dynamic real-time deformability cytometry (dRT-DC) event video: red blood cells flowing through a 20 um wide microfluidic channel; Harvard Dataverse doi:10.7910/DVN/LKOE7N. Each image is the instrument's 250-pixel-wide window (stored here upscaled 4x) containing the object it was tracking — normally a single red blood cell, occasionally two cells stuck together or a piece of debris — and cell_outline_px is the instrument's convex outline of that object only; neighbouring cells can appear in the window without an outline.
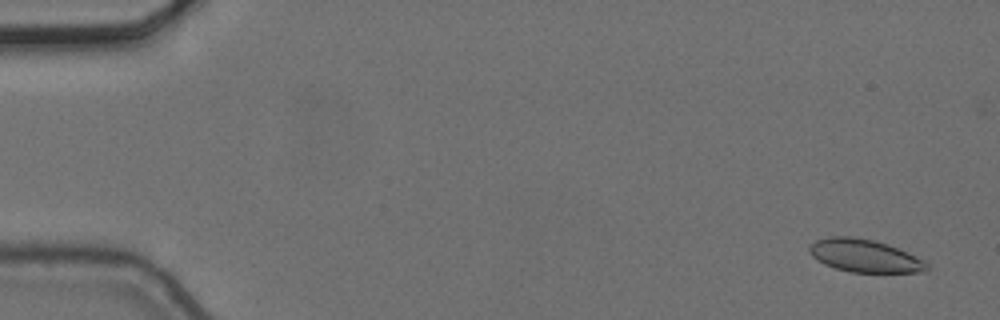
{"species": "common noctule bat (a hibernating species)", "species_latin": "Nyctalus noctula", "temperature_condition": "cold", "stored_images_in_passage": 5, "camera_frame_rate_fps": 3000, "um_per_image_px": 0.085, "animal": {"sex": "female", "body_mass_g": 24.6, "forearm_length_mm": 56.2}, "frame": {"image": 1, "passage_image": 1, "time_ms": 0.0, "image_size_px": [1000, 320], "cell_outline_px": [[928, 268], [924, 272], [852, 272], [836, 268], [824, 264], [812, 256], [808, 252], [808, 248], [816, 240], [832, 236], [852, 236], [872, 240], [888, 244], [924, 260], [928, 264]], "centroid_in_image_um": [73.48, 21.74], "position_along_channel_um": 11.5, "area_um2": 22.25}}
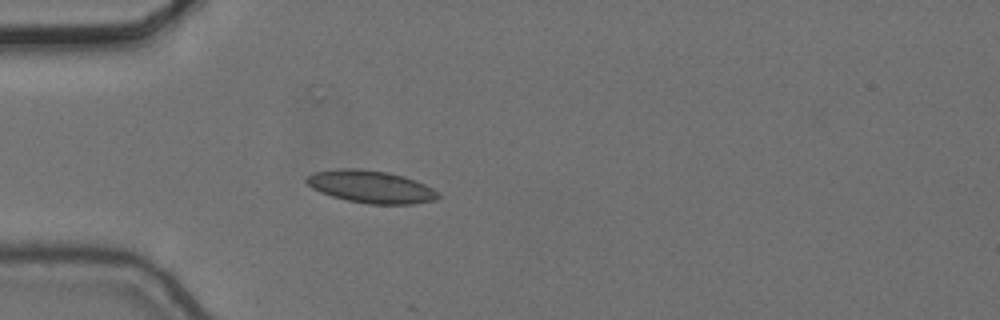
{"frame": {"image": 2, "passage_image": 5, "time_ms": 1.333, "image_size_px": [1000, 320], "cell_outline_px": [[440, 196], [436, 200], [412, 204], [368, 204], [348, 200], [332, 196], [320, 192], [312, 188], [304, 180], [312, 172], [340, 168], [360, 168], [388, 172], [404, 176], [424, 184], [440, 192]], "centroid_in_image_um": [31.53, 15.86], "position_along_channel_um": 53.5, "area_um2": 25.03}}